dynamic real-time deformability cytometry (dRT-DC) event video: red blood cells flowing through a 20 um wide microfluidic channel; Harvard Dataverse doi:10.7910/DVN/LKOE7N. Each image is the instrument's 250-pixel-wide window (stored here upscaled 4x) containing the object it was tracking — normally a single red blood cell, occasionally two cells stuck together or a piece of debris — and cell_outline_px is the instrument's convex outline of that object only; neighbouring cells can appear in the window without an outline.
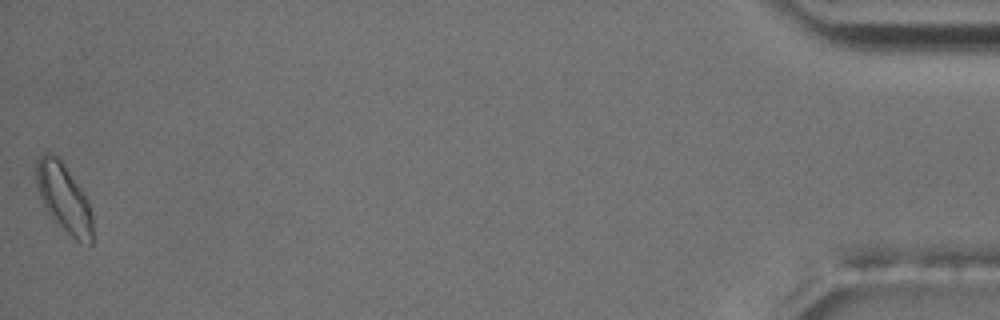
{"species": "common noctule bat (a hibernating species)", "species_latin": "Nyctalus noctula", "temperature_condition": "room temperature", "stored_images_in_passage": 56, "camera_frame_rate_fps": 3000, "um_per_image_px": 0.085, "animal": {"sex": "male", "body_mass_g": 17.5, "forearm_length_mm": 52.3}, "frame": {"image": 1, "passage_image": 56, "time_ms": 18.333, "image_size_px": [1000, 320], "cell_outline_px": [[92, 244], [76, 240], [56, 224], [52, 220], [40, 196], [36, 184], [36, 164], [40, 156], [44, 152], [48, 152], [56, 156], [64, 164], [88, 200], [92, 216]], "centroid_in_image_um": [5.42, 16.84], "position_along_channel_um": 429.8, "area_um2": 22.25}, "authors_computed_cell_mechanics": {"area_um2": 17.0799, "velocity_mm_per_s": 3.6021, "shape_relaxation_time_tau1_ms": 2.4599, "shape_relaxation_time_tau2_ms": 2.5488, "deformation_change_tau1": 0.0843, "deformation_change_tau2": 0.0613}}